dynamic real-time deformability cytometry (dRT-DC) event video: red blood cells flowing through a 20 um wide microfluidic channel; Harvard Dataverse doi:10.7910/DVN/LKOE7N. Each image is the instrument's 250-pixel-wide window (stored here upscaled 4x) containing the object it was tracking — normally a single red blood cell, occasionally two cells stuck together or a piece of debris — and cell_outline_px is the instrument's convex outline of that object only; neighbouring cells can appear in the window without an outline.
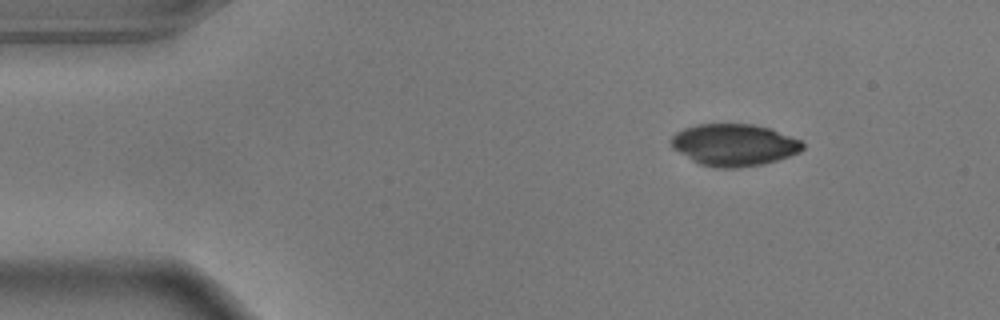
{"species": "common noctule bat (a hibernating species)", "species_latin": "Nyctalus noctula", "temperature_condition": "warm", "stored_images_in_passage": 48, "camera_frame_rate_fps": 3000, "um_per_image_px": 0.085, "animal": {"sex": "male", "body_mass_g": 17.9}, "frame": {"image": 1, "passage_image": 1, "time_ms": 0.0, "image_size_px": [1000, 320], "cell_outline_px": [[804, 148], [800, 152], [764, 164], [740, 168], [716, 168], [700, 164], [692, 160], [672, 148], [668, 140], [676, 132], [684, 128], [696, 124], [752, 124], [772, 128], [800, 140], [804, 144]], "centroid_in_image_um": [62.38, 12.31], "position_along_channel_um": 22.6, "area_um2": 32.43}}